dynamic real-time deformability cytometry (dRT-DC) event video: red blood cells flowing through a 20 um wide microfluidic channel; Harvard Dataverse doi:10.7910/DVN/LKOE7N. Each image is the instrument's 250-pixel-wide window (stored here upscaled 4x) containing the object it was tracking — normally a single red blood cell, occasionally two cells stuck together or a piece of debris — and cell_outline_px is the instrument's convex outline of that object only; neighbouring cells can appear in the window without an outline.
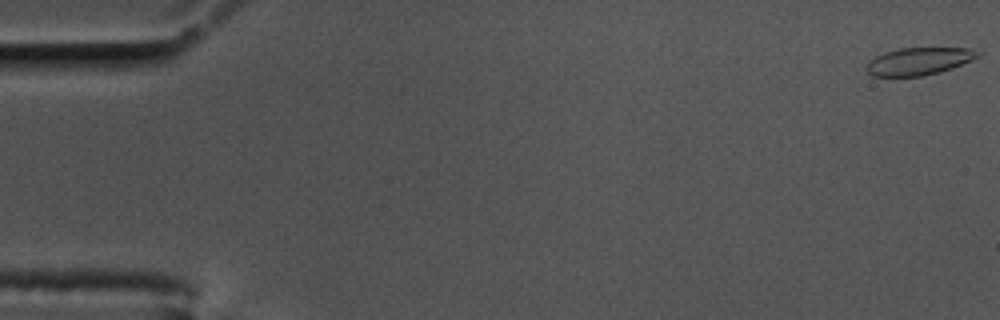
{"species": "common noctule bat (a hibernating species)", "species_latin": "Nyctalus noctula", "temperature_condition": "cold", "stored_images_in_passage": 58, "segment_of_instrument_passage": [1, 2], "camera_frame_rate_fps": 3000, "um_per_image_px": 0.085, "animal": {"sex": "male", "body_mass_g": 17.5, "forearm_length_mm": 52.3}, "frame": {"image": 1, "passage_image": 1, "time_ms": 0.0, "image_size_px": [1000, 320], "cell_outline_px": [[980, 56], [972, 60], [952, 68], [940, 72], [924, 76], [872, 76], [864, 68], [876, 56], [884, 52], [900, 48], [976, 48], [980, 52]], "centroid_in_image_um": [78.14, 5.2], "position_along_channel_um": 6.9, "area_um2": 17.86}}
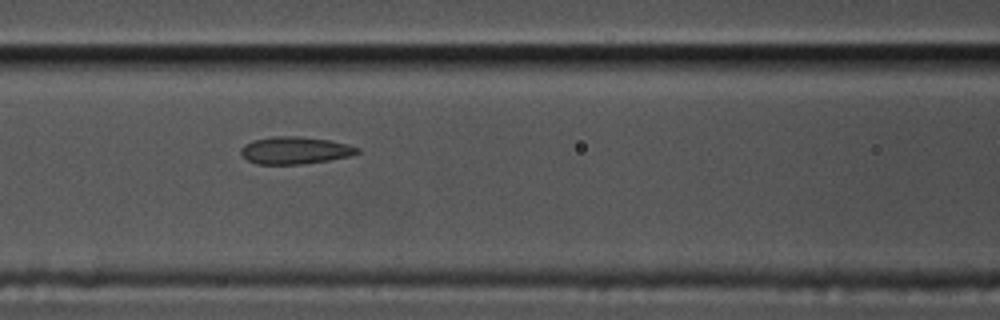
{"frame": {"image": 2, "passage_image": 25, "time_ms": 8.0, "image_size_px": [1000, 320], "cell_outline_px": [[360, 152], [348, 156], [328, 160], [300, 164], [256, 164], [248, 160], [240, 152], [240, 148], [244, 144], [252, 140], [276, 136], [300, 136], [328, 140], [348, 144], [360, 148]], "centroid_in_image_um": [25.06, 12.77], "position_along_channel_um": 141.5, "area_um2": 18.44}}
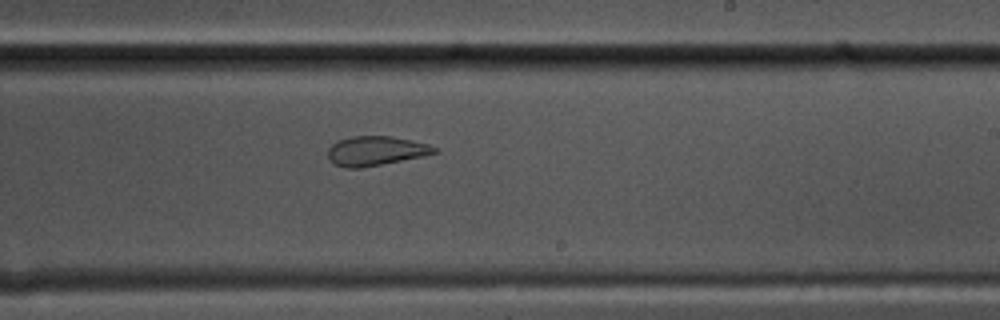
{"frame": {"image": 3, "passage_image": 35, "time_ms": 11.333, "image_size_px": [1000, 320], "cell_outline_px": [[440, 152], [424, 156], [360, 168], [344, 168], [328, 160], [328, 148], [336, 140], [352, 136], [392, 136], [428, 144], [436, 148]], "centroid_in_image_um": [31.92, 12.82], "position_along_channel_um": 257.1, "area_um2": 18.32}}